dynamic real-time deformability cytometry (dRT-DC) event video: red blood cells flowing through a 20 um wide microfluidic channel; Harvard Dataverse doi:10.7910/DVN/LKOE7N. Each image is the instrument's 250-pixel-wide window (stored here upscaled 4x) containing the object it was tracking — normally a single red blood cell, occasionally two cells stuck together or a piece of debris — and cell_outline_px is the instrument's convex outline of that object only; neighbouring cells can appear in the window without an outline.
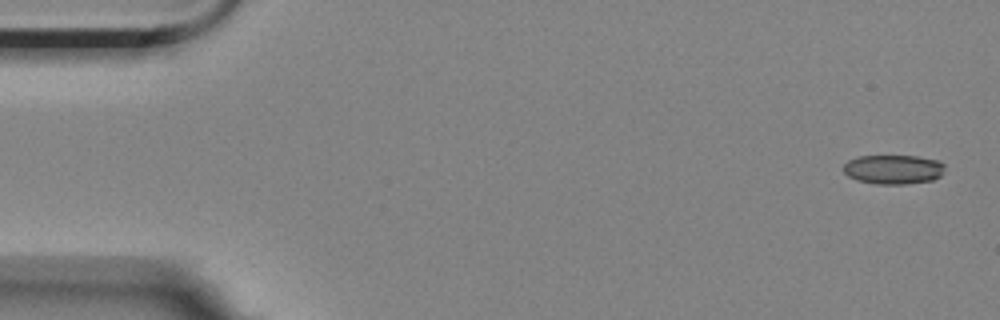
{"species": "Egyptian fruit bat (a non-hibernating species)", "species_latin": "Rousettus aegyptiacus", "temperature_condition": "room temperature", "stored_images_in_passage": 5, "camera_frame_rate_fps": 3000, "um_per_image_px": 0.085, "animal": {"sex": "female"}, "frame": {"image": 1, "passage_image": 1, "time_ms": 0.0, "image_size_px": [1000, 320], "cell_outline_px": [[944, 172], [940, 176], [932, 180], [908, 184], [876, 184], [856, 180], [848, 176], [844, 172], [844, 164], [848, 160], [856, 156], [916, 156], [940, 160], [944, 164]], "centroid_in_image_um": [75.94, 14.4], "position_along_channel_um": 9.1, "area_um2": 17.51}}
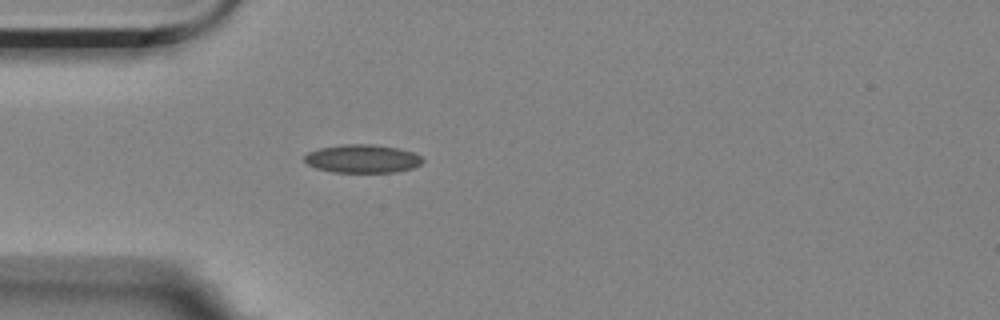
{"frame": {"image": 2, "passage_image": 5, "time_ms": 4.667, "image_size_px": [1000, 320], "cell_outline_px": [[424, 160], [420, 164], [412, 168], [396, 172], [332, 172], [316, 168], [308, 164], [304, 160], [304, 156], [308, 152], [320, 148], [340, 144], [372, 144], [396, 148], [416, 152], [424, 156]], "centroid_in_image_um": [30.84, 13.48], "position_along_channel_um": 54.2, "area_um2": 19.65}}